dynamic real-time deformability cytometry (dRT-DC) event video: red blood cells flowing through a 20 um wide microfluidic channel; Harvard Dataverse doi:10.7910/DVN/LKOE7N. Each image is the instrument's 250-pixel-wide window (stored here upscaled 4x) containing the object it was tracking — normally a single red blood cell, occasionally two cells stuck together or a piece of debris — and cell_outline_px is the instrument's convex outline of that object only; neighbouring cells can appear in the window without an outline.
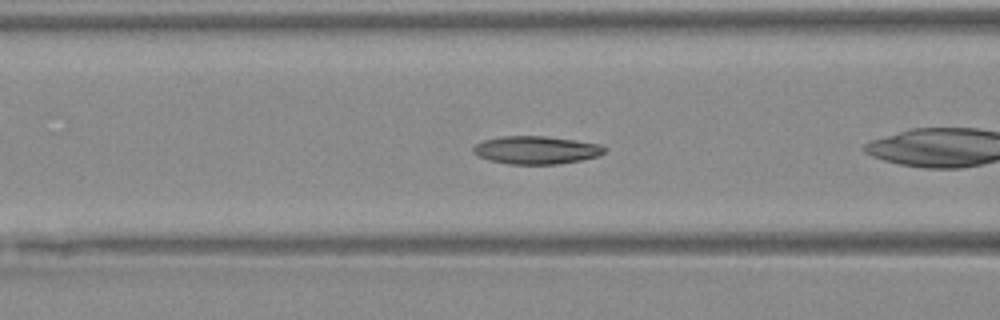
{"species": "Egyptian fruit bat (a non-hibernating species)", "species_latin": "Rousettus aegyptiacus", "temperature_condition": "warm", "stored_images_in_passage": 27, "camera_frame_rate_fps": 3000, "um_per_image_px": 0.085, "animal": {"sex": "female"}, "frame": {"image": 1, "passage_image": 5, "time_ms": 1.333, "image_size_px": [1000, 320], "cell_outline_px": [[608, 148], [600, 156], [580, 160], [556, 164], [508, 164], [488, 160], [472, 152], [472, 148], [476, 144], [484, 140], [504, 136], [544, 136], [600, 144]], "centroid_in_image_um": [45.58, 12.76], "position_along_channel_um": 121.0, "area_um2": 21.27}}
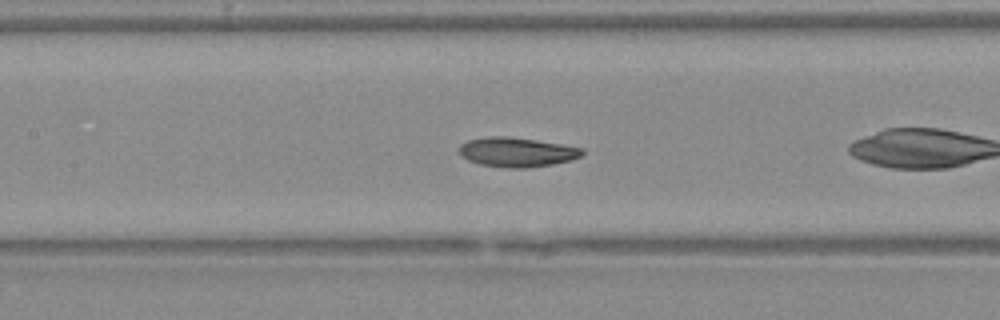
{"frame": {"image": 2, "passage_image": 8, "time_ms": 2.333, "image_size_px": [1000, 320], "cell_outline_px": [[584, 152], [580, 156], [572, 160], [552, 164], [528, 168], [508, 168], [480, 164], [468, 160], [460, 156], [460, 144], [468, 140], [488, 136], [504, 136], [536, 140], [584, 148]], "centroid_in_image_um": [43.92, 12.93], "position_along_channel_um": 163.5, "area_um2": 21.1}}
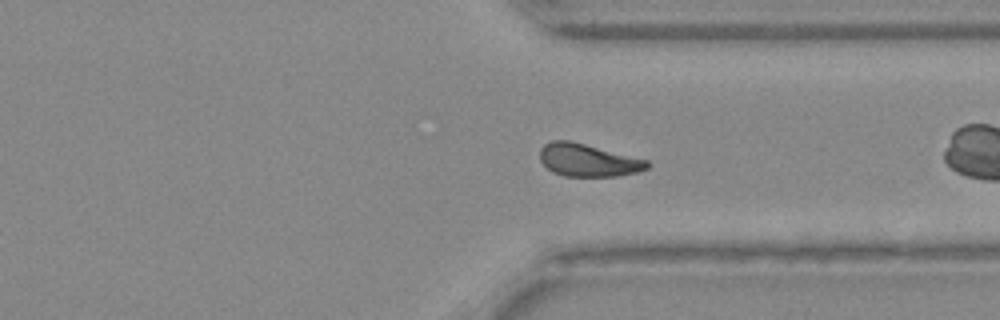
{"frame": {"image": 3, "passage_image": 22, "time_ms": 7.0, "image_size_px": [1000, 320], "cell_outline_px": [[648, 168], [636, 172], [620, 176], [564, 176], [552, 172], [540, 160], [540, 148], [544, 144], [552, 140], [568, 140], [648, 160]], "centroid_in_image_um": [49.95, 13.62], "position_along_channel_um": 361.4, "area_um2": 20.23}}